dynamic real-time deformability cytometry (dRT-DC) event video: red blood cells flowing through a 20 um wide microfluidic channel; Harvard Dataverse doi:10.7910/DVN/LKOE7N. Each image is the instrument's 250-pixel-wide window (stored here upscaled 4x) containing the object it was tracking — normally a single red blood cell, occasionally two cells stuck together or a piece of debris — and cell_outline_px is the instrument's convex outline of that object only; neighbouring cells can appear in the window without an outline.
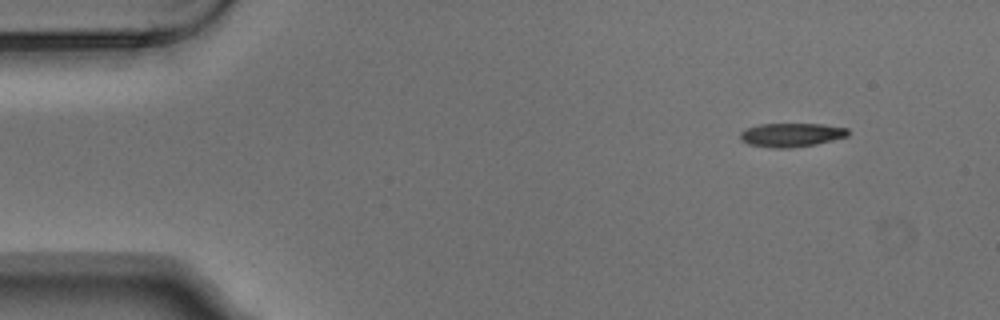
{"species": "Egyptian fruit bat (a non-hibernating species)", "species_latin": "Rousettus aegyptiacus", "temperature_condition": "warm", "stored_images_in_passage": 4, "camera_frame_rate_fps": 3000, "um_per_image_px": 0.085, "animal": {"sex": "male"}, "frame": {"image": 1, "passage_image": 1, "time_ms": 0.0, "image_size_px": [1000, 320], "cell_outline_px": [[848, 136], [816, 144], [788, 148], [772, 148], [748, 144], [740, 140], [740, 132], [748, 128], [760, 124], [820, 124], [848, 128]], "centroid_in_image_um": [67.24, 11.47], "position_along_channel_um": 17.8, "area_um2": 14.85}}